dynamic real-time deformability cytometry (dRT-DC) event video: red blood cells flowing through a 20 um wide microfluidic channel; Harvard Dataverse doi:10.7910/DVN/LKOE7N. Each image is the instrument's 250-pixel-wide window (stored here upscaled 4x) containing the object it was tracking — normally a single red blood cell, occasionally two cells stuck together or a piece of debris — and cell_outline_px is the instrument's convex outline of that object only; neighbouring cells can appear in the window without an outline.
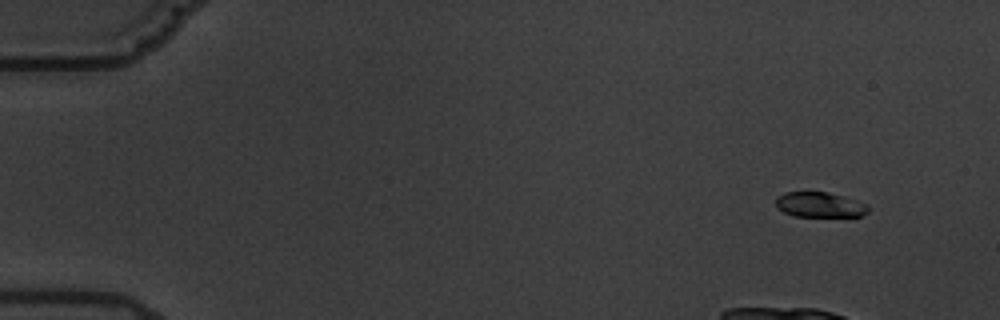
{"species": "common noctule bat (a hibernating species)", "species_latin": "Nyctalus noctula", "temperature_condition": "warm", "stored_images_in_passage": 4, "camera_frame_rate_fps": 3000, "um_per_image_px": 0.085, "animal": {"sex": "male", "body_mass_g": 19.5, "forearm_length_mm": 54.6}, "frame": {"image": 1, "passage_image": 1, "time_ms": 0.0, "image_size_px": [1000, 320], "cell_outline_px": [[868, 212], [860, 216], [792, 216], [776, 208], [776, 196], [784, 192], [828, 192], [844, 196], [868, 204]], "centroid_in_image_um": [69.65, 17.39], "position_along_channel_um": 15.3, "area_um2": 13.64}}